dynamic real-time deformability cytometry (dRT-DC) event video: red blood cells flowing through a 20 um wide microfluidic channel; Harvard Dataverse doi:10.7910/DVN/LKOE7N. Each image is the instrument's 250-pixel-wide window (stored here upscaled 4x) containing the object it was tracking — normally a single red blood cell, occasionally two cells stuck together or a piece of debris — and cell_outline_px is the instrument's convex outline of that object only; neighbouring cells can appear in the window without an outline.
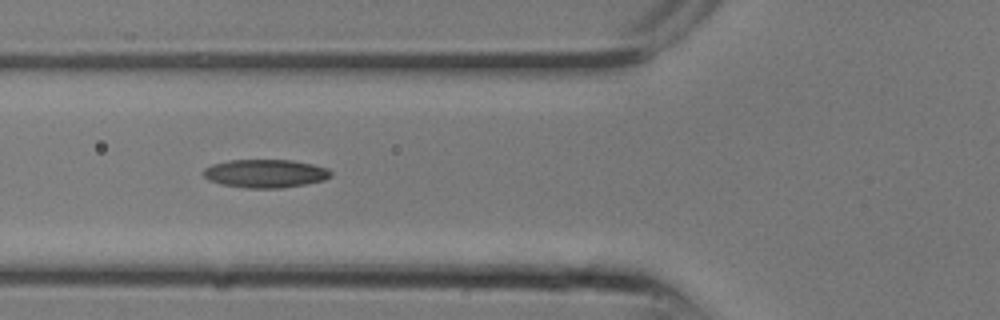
{"species": "common noctule bat (a hibernating species)", "species_latin": "Nyctalus noctula", "temperature_condition": "room temperature", "stored_images_in_passage": 6, "camera_frame_rate_fps": 3000, "um_per_image_px": 0.085, "animal": {"sex": "male", "body_mass_g": 13.3}, "frame": {"image": 1, "passage_image": 2, "time_ms": 0.333, "image_size_px": [1000, 320], "cell_outline_px": [[332, 176], [324, 180], [304, 184], [280, 188], [248, 188], [220, 184], [208, 180], [200, 172], [204, 168], [212, 164], [228, 160], [292, 160], [312, 164], [328, 168], [332, 172]], "centroid_in_image_um": [22.52, 14.74], "position_along_channel_um": 103.3, "area_um2": 21.15}}
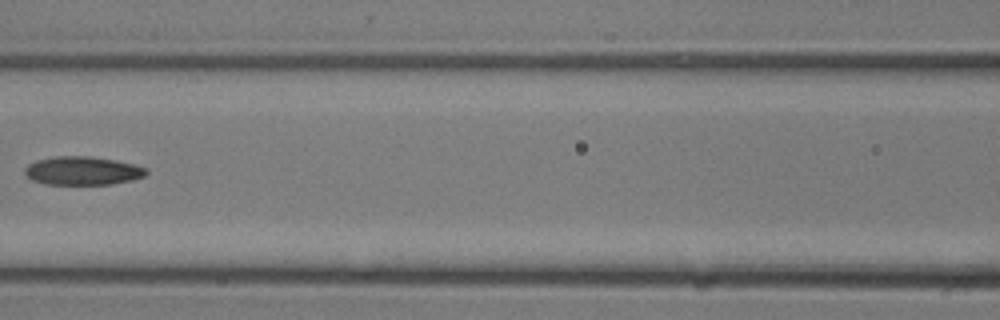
{"frame": {"image": 2, "passage_image": 4, "time_ms": 1.0, "image_size_px": [1000, 320], "cell_outline_px": [[148, 172], [144, 176], [132, 180], [112, 184], [44, 184], [32, 180], [24, 172], [24, 168], [28, 164], [36, 160], [56, 156], [88, 156], [136, 164], [148, 168]], "centroid_in_image_um": [7.03, 14.51], "position_along_channel_um": 159.6, "area_um2": 20.17}}
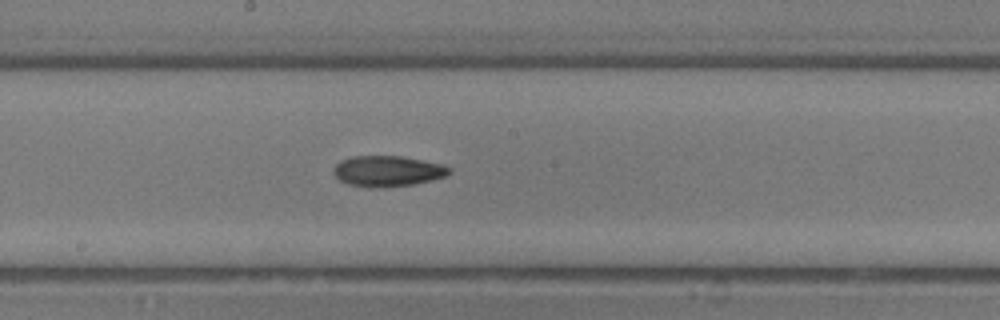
{"frame": {"image": 3, "passage_image": 6, "time_ms": 1.667, "image_size_px": [1000, 320], "cell_outline_px": [[452, 172], [448, 176], [416, 184], [376, 188], [372, 188], [348, 184], [340, 180], [332, 172], [332, 168], [340, 160], [352, 156], [400, 156], [440, 164], [452, 168]], "centroid_in_image_um": [32.94, 14.55], "position_along_channel_um": 215.3, "area_um2": 20.87}}